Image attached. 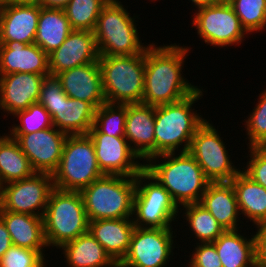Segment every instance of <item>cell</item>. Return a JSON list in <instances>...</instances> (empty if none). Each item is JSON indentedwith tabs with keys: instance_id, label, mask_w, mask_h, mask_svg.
<instances>
[{
	"instance_id": "1",
	"label": "cell",
	"mask_w": 266,
	"mask_h": 267,
	"mask_svg": "<svg viewBox=\"0 0 266 267\" xmlns=\"http://www.w3.org/2000/svg\"><path fill=\"white\" fill-rule=\"evenodd\" d=\"M156 46L154 43L148 44L145 50L142 104L159 106L190 96L198 86L192 85L181 73L190 47L176 43Z\"/></svg>"
},
{
	"instance_id": "2",
	"label": "cell",
	"mask_w": 266,
	"mask_h": 267,
	"mask_svg": "<svg viewBox=\"0 0 266 267\" xmlns=\"http://www.w3.org/2000/svg\"><path fill=\"white\" fill-rule=\"evenodd\" d=\"M147 163L144 169L169 192L178 207L199 203L210 183L188 151L161 154L148 159Z\"/></svg>"
},
{
	"instance_id": "3",
	"label": "cell",
	"mask_w": 266,
	"mask_h": 267,
	"mask_svg": "<svg viewBox=\"0 0 266 267\" xmlns=\"http://www.w3.org/2000/svg\"><path fill=\"white\" fill-rule=\"evenodd\" d=\"M202 91L198 88L181 101L155 106V156L176 153L181 146L179 152L189 150L194 134L207 120L192 107L203 96Z\"/></svg>"
},
{
	"instance_id": "4",
	"label": "cell",
	"mask_w": 266,
	"mask_h": 267,
	"mask_svg": "<svg viewBox=\"0 0 266 267\" xmlns=\"http://www.w3.org/2000/svg\"><path fill=\"white\" fill-rule=\"evenodd\" d=\"M47 246L63 244L88 232L89 220L80 191L53 188L43 216Z\"/></svg>"
},
{
	"instance_id": "5",
	"label": "cell",
	"mask_w": 266,
	"mask_h": 267,
	"mask_svg": "<svg viewBox=\"0 0 266 267\" xmlns=\"http://www.w3.org/2000/svg\"><path fill=\"white\" fill-rule=\"evenodd\" d=\"M80 192L89 221L133 217L135 177L104 175Z\"/></svg>"
},
{
	"instance_id": "6",
	"label": "cell",
	"mask_w": 266,
	"mask_h": 267,
	"mask_svg": "<svg viewBox=\"0 0 266 267\" xmlns=\"http://www.w3.org/2000/svg\"><path fill=\"white\" fill-rule=\"evenodd\" d=\"M135 19L121 1L109 0L102 8L93 31L100 56L137 55L146 50L148 46L139 39Z\"/></svg>"
},
{
	"instance_id": "7",
	"label": "cell",
	"mask_w": 266,
	"mask_h": 267,
	"mask_svg": "<svg viewBox=\"0 0 266 267\" xmlns=\"http://www.w3.org/2000/svg\"><path fill=\"white\" fill-rule=\"evenodd\" d=\"M98 62L106 103H142L145 51L129 56H100Z\"/></svg>"
},
{
	"instance_id": "8",
	"label": "cell",
	"mask_w": 266,
	"mask_h": 267,
	"mask_svg": "<svg viewBox=\"0 0 266 267\" xmlns=\"http://www.w3.org/2000/svg\"><path fill=\"white\" fill-rule=\"evenodd\" d=\"M38 103L50 113L53 126L67 135L88 134L94 124L96 109L86 101L69 98L56 75L44 77Z\"/></svg>"
},
{
	"instance_id": "9",
	"label": "cell",
	"mask_w": 266,
	"mask_h": 267,
	"mask_svg": "<svg viewBox=\"0 0 266 267\" xmlns=\"http://www.w3.org/2000/svg\"><path fill=\"white\" fill-rule=\"evenodd\" d=\"M104 176L98 166L94 143L88 134L68 135L57 170L52 174L55 188L81 191Z\"/></svg>"
},
{
	"instance_id": "10",
	"label": "cell",
	"mask_w": 266,
	"mask_h": 267,
	"mask_svg": "<svg viewBox=\"0 0 266 267\" xmlns=\"http://www.w3.org/2000/svg\"><path fill=\"white\" fill-rule=\"evenodd\" d=\"M133 223L141 228H171L179 214L169 192L145 169L136 177ZM144 182V183H143Z\"/></svg>"
},
{
	"instance_id": "11",
	"label": "cell",
	"mask_w": 266,
	"mask_h": 267,
	"mask_svg": "<svg viewBox=\"0 0 266 267\" xmlns=\"http://www.w3.org/2000/svg\"><path fill=\"white\" fill-rule=\"evenodd\" d=\"M209 121L197 129L188 152L210 182H230L241 169L234 166L223 138Z\"/></svg>"
},
{
	"instance_id": "12",
	"label": "cell",
	"mask_w": 266,
	"mask_h": 267,
	"mask_svg": "<svg viewBox=\"0 0 266 267\" xmlns=\"http://www.w3.org/2000/svg\"><path fill=\"white\" fill-rule=\"evenodd\" d=\"M196 11L192 24L197 28V35L207 45L236 46L241 44L246 34L248 35L228 2L203 7Z\"/></svg>"
},
{
	"instance_id": "13",
	"label": "cell",
	"mask_w": 266,
	"mask_h": 267,
	"mask_svg": "<svg viewBox=\"0 0 266 267\" xmlns=\"http://www.w3.org/2000/svg\"><path fill=\"white\" fill-rule=\"evenodd\" d=\"M54 188L52 174L37 173L1 186L0 211L43 217ZM38 210V211H37Z\"/></svg>"
},
{
	"instance_id": "14",
	"label": "cell",
	"mask_w": 266,
	"mask_h": 267,
	"mask_svg": "<svg viewBox=\"0 0 266 267\" xmlns=\"http://www.w3.org/2000/svg\"><path fill=\"white\" fill-rule=\"evenodd\" d=\"M172 229L135 227L129 250L118 267H165L175 248Z\"/></svg>"
},
{
	"instance_id": "15",
	"label": "cell",
	"mask_w": 266,
	"mask_h": 267,
	"mask_svg": "<svg viewBox=\"0 0 266 267\" xmlns=\"http://www.w3.org/2000/svg\"><path fill=\"white\" fill-rule=\"evenodd\" d=\"M88 135L94 143L98 166L104 175L136 177L144 169L145 164L140 163L141 159L125 137L108 136L94 125Z\"/></svg>"
},
{
	"instance_id": "16",
	"label": "cell",
	"mask_w": 266,
	"mask_h": 267,
	"mask_svg": "<svg viewBox=\"0 0 266 267\" xmlns=\"http://www.w3.org/2000/svg\"><path fill=\"white\" fill-rule=\"evenodd\" d=\"M15 139L37 173L53 174L60 163L67 134L54 126L29 134H8Z\"/></svg>"
},
{
	"instance_id": "17",
	"label": "cell",
	"mask_w": 266,
	"mask_h": 267,
	"mask_svg": "<svg viewBox=\"0 0 266 267\" xmlns=\"http://www.w3.org/2000/svg\"><path fill=\"white\" fill-rule=\"evenodd\" d=\"M99 51L93 31L72 30L66 40L48 55L51 75L98 62Z\"/></svg>"
},
{
	"instance_id": "18",
	"label": "cell",
	"mask_w": 266,
	"mask_h": 267,
	"mask_svg": "<svg viewBox=\"0 0 266 267\" xmlns=\"http://www.w3.org/2000/svg\"><path fill=\"white\" fill-rule=\"evenodd\" d=\"M45 76L21 72L0 75V109L8 116L38 103Z\"/></svg>"
},
{
	"instance_id": "19",
	"label": "cell",
	"mask_w": 266,
	"mask_h": 267,
	"mask_svg": "<svg viewBox=\"0 0 266 267\" xmlns=\"http://www.w3.org/2000/svg\"><path fill=\"white\" fill-rule=\"evenodd\" d=\"M56 76L69 98L86 101L95 109L106 103L99 62L71 68Z\"/></svg>"
},
{
	"instance_id": "20",
	"label": "cell",
	"mask_w": 266,
	"mask_h": 267,
	"mask_svg": "<svg viewBox=\"0 0 266 267\" xmlns=\"http://www.w3.org/2000/svg\"><path fill=\"white\" fill-rule=\"evenodd\" d=\"M16 72L50 75L48 54L35 43L0 41V75Z\"/></svg>"
},
{
	"instance_id": "21",
	"label": "cell",
	"mask_w": 266,
	"mask_h": 267,
	"mask_svg": "<svg viewBox=\"0 0 266 267\" xmlns=\"http://www.w3.org/2000/svg\"><path fill=\"white\" fill-rule=\"evenodd\" d=\"M155 106L127 104L125 138L141 160L155 157ZM146 159V160H145Z\"/></svg>"
},
{
	"instance_id": "22",
	"label": "cell",
	"mask_w": 266,
	"mask_h": 267,
	"mask_svg": "<svg viewBox=\"0 0 266 267\" xmlns=\"http://www.w3.org/2000/svg\"><path fill=\"white\" fill-rule=\"evenodd\" d=\"M39 14V3H9L0 11V41L34 43Z\"/></svg>"
},
{
	"instance_id": "23",
	"label": "cell",
	"mask_w": 266,
	"mask_h": 267,
	"mask_svg": "<svg viewBox=\"0 0 266 267\" xmlns=\"http://www.w3.org/2000/svg\"><path fill=\"white\" fill-rule=\"evenodd\" d=\"M135 225L132 218L100 219L89 221L88 232L119 264L126 256Z\"/></svg>"
},
{
	"instance_id": "24",
	"label": "cell",
	"mask_w": 266,
	"mask_h": 267,
	"mask_svg": "<svg viewBox=\"0 0 266 267\" xmlns=\"http://www.w3.org/2000/svg\"><path fill=\"white\" fill-rule=\"evenodd\" d=\"M199 203L225 230H239L241 213L231 182H210Z\"/></svg>"
},
{
	"instance_id": "25",
	"label": "cell",
	"mask_w": 266,
	"mask_h": 267,
	"mask_svg": "<svg viewBox=\"0 0 266 267\" xmlns=\"http://www.w3.org/2000/svg\"><path fill=\"white\" fill-rule=\"evenodd\" d=\"M0 217L7 227L12 245L37 251H45L43 248L48 247L43 217L11 211H0Z\"/></svg>"
},
{
	"instance_id": "26",
	"label": "cell",
	"mask_w": 266,
	"mask_h": 267,
	"mask_svg": "<svg viewBox=\"0 0 266 267\" xmlns=\"http://www.w3.org/2000/svg\"><path fill=\"white\" fill-rule=\"evenodd\" d=\"M59 249L63 250L70 267H118L89 232L63 244Z\"/></svg>"
},
{
	"instance_id": "27",
	"label": "cell",
	"mask_w": 266,
	"mask_h": 267,
	"mask_svg": "<svg viewBox=\"0 0 266 267\" xmlns=\"http://www.w3.org/2000/svg\"><path fill=\"white\" fill-rule=\"evenodd\" d=\"M239 230H225L214 242L222 267H256L255 242Z\"/></svg>"
},
{
	"instance_id": "28",
	"label": "cell",
	"mask_w": 266,
	"mask_h": 267,
	"mask_svg": "<svg viewBox=\"0 0 266 267\" xmlns=\"http://www.w3.org/2000/svg\"><path fill=\"white\" fill-rule=\"evenodd\" d=\"M72 31L63 8H47L40 5L34 43L48 55L56 50Z\"/></svg>"
},
{
	"instance_id": "29",
	"label": "cell",
	"mask_w": 266,
	"mask_h": 267,
	"mask_svg": "<svg viewBox=\"0 0 266 267\" xmlns=\"http://www.w3.org/2000/svg\"><path fill=\"white\" fill-rule=\"evenodd\" d=\"M234 187L239 210L256 226L266 219V189L242 170L230 181Z\"/></svg>"
},
{
	"instance_id": "30",
	"label": "cell",
	"mask_w": 266,
	"mask_h": 267,
	"mask_svg": "<svg viewBox=\"0 0 266 267\" xmlns=\"http://www.w3.org/2000/svg\"><path fill=\"white\" fill-rule=\"evenodd\" d=\"M34 173L18 142L9 135L0 136V186L28 178Z\"/></svg>"
},
{
	"instance_id": "31",
	"label": "cell",
	"mask_w": 266,
	"mask_h": 267,
	"mask_svg": "<svg viewBox=\"0 0 266 267\" xmlns=\"http://www.w3.org/2000/svg\"><path fill=\"white\" fill-rule=\"evenodd\" d=\"M185 209V210H184ZM184 216L189 229L195 234L200 243H213L225 229L200 203L183 205Z\"/></svg>"
},
{
	"instance_id": "32",
	"label": "cell",
	"mask_w": 266,
	"mask_h": 267,
	"mask_svg": "<svg viewBox=\"0 0 266 267\" xmlns=\"http://www.w3.org/2000/svg\"><path fill=\"white\" fill-rule=\"evenodd\" d=\"M108 2L109 0H70L63 9L72 30L94 31L98 16Z\"/></svg>"
},
{
	"instance_id": "33",
	"label": "cell",
	"mask_w": 266,
	"mask_h": 267,
	"mask_svg": "<svg viewBox=\"0 0 266 267\" xmlns=\"http://www.w3.org/2000/svg\"><path fill=\"white\" fill-rule=\"evenodd\" d=\"M127 104L104 103L95 110L94 126L103 134L125 137Z\"/></svg>"
},
{
	"instance_id": "34",
	"label": "cell",
	"mask_w": 266,
	"mask_h": 267,
	"mask_svg": "<svg viewBox=\"0 0 266 267\" xmlns=\"http://www.w3.org/2000/svg\"><path fill=\"white\" fill-rule=\"evenodd\" d=\"M228 3L247 33L264 29L266 0H230Z\"/></svg>"
},
{
	"instance_id": "35",
	"label": "cell",
	"mask_w": 266,
	"mask_h": 267,
	"mask_svg": "<svg viewBox=\"0 0 266 267\" xmlns=\"http://www.w3.org/2000/svg\"><path fill=\"white\" fill-rule=\"evenodd\" d=\"M20 124H15L10 134H29L53 127L50 113L39 103L30 105L26 110L16 112Z\"/></svg>"
},
{
	"instance_id": "36",
	"label": "cell",
	"mask_w": 266,
	"mask_h": 267,
	"mask_svg": "<svg viewBox=\"0 0 266 267\" xmlns=\"http://www.w3.org/2000/svg\"><path fill=\"white\" fill-rule=\"evenodd\" d=\"M257 102L244 124L249 139L248 147H266V89Z\"/></svg>"
},
{
	"instance_id": "37",
	"label": "cell",
	"mask_w": 266,
	"mask_h": 267,
	"mask_svg": "<svg viewBox=\"0 0 266 267\" xmlns=\"http://www.w3.org/2000/svg\"><path fill=\"white\" fill-rule=\"evenodd\" d=\"M44 252L12 245L0 259V267H46Z\"/></svg>"
},
{
	"instance_id": "38",
	"label": "cell",
	"mask_w": 266,
	"mask_h": 267,
	"mask_svg": "<svg viewBox=\"0 0 266 267\" xmlns=\"http://www.w3.org/2000/svg\"><path fill=\"white\" fill-rule=\"evenodd\" d=\"M250 158L243 172L266 189V147H249Z\"/></svg>"
},
{
	"instance_id": "39",
	"label": "cell",
	"mask_w": 266,
	"mask_h": 267,
	"mask_svg": "<svg viewBox=\"0 0 266 267\" xmlns=\"http://www.w3.org/2000/svg\"><path fill=\"white\" fill-rule=\"evenodd\" d=\"M188 267H222L213 243H196Z\"/></svg>"
},
{
	"instance_id": "40",
	"label": "cell",
	"mask_w": 266,
	"mask_h": 267,
	"mask_svg": "<svg viewBox=\"0 0 266 267\" xmlns=\"http://www.w3.org/2000/svg\"><path fill=\"white\" fill-rule=\"evenodd\" d=\"M11 246L10 234L3 219L0 217V259Z\"/></svg>"
},
{
	"instance_id": "41",
	"label": "cell",
	"mask_w": 266,
	"mask_h": 267,
	"mask_svg": "<svg viewBox=\"0 0 266 267\" xmlns=\"http://www.w3.org/2000/svg\"><path fill=\"white\" fill-rule=\"evenodd\" d=\"M256 267H266V240H254Z\"/></svg>"
},
{
	"instance_id": "42",
	"label": "cell",
	"mask_w": 266,
	"mask_h": 267,
	"mask_svg": "<svg viewBox=\"0 0 266 267\" xmlns=\"http://www.w3.org/2000/svg\"><path fill=\"white\" fill-rule=\"evenodd\" d=\"M70 0H40L38 3L47 8H64Z\"/></svg>"
},
{
	"instance_id": "43",
	"label": "cell",
	"mask_w": 266,
	"mask_h": 267,
	"mask_svg": "<svg viewBox=\"0 0 266 267\" xmlns=\"http://www.w3.org/2000/svg\"><path fill=\"white\" fill-rule=\"evenodd\" d=\"M256 228L257 232H255L254 240H266V219L260 222Z\"/></svg>"
},
{
	"instance_id": "44",
	"label": "cell",
	"mask_w": 266,
	"mask_h": 267,
	"mask_svg": "<svg viewBox=\"0 0 266 267\" xmlns=\"http://www.w3.org/2000/svg\"><path fill=\"white\" fill-rule=\"evenodd\" d=\"M197 9L221 3L220 0H190Z\"/></svg>"
},
{
	"instance_id": "45",
	"label": "cell",
	"mask_w": 266,
	"mask_h": 267,
	"mask_svg": "<svg viewBox=\"0 0 266 267\" xmlns=\"http://www.w3.org/2000/svg\"><path fill=\"white\" fill-rule=\"evenodd\" d=\"M9 3H38L40 0H8Z\"/></svg>"
},
{
	"instance_id": "46",
	"label": "cell",
	"mask_w": 266,
	"mask_h": 267,
	"mask_svg": "<svg viewBox=\"0 0 266 267\" xmlns=\"http://www.w3.org/2000/svg\"><path fill=\"white\" fill-rule=\"evenodd\" d=\"M8 4V0H0V11H2Z\"/></svg>"
},
{
	"instance_id": "47",
	"label": "cell",
	"mask_w": 266,
	"mask_h": 267,
	"mask_svg": "<svg viewBox=\"0 0 266 267\" xmlns=\"http://www.w3.org/2000/svg\"><path fill=\"white\" fill-rule=\"evenodd\" d=\"M266 28V15H265V22H264V29Z\"/></svg>"
},
{
	"instance_id": "48",
	"label": "cell",
	"mask_w": 266,
	"mask_h": 267,
	"mask_svg": "<svg viewBox=\"0 0 266 267\" xmlns=\"http://www.w3.org/2000/svg\"><path fill=\"white\" fill-rule=\"evenodd\" d=\"M221 2H229L230 0H220Z\"/></svg>"
}]
</instances>
